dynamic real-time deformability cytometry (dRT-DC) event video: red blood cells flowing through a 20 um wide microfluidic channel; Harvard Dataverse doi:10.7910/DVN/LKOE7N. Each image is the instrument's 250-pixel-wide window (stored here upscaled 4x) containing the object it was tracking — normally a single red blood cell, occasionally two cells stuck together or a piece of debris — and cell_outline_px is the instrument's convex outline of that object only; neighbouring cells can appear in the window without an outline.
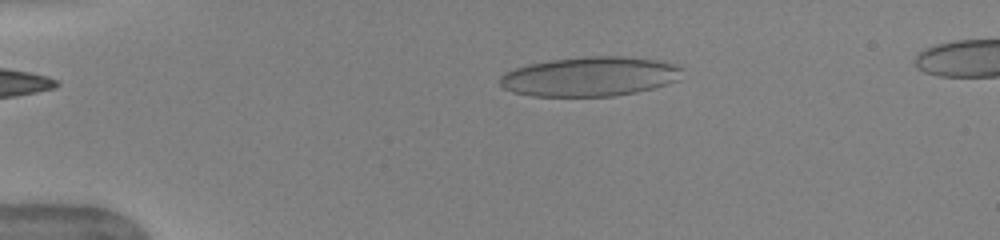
{"species": "human", "species_latin": "Homo sapiens", "temperature_condition": "warm", "stored_images_in_passage": 44, "camera_frame_rate_fps": 3000, "um_per_image_px": 0.085, "donor": {"sex": "female"}, "frame": {"image": 1, "passage_image": 4, "time_ms": 1.0, "image_size_px": [1000, 240], "cell_outline_px": [[680, 68], [676, 80], [652, 88], [636, 92], [612, 96], [532, 96], [512, 92], [504, 88], [500, 84], [500, 76], [504, 72], [528, 64], [552, 60], [584, 56], [616, 56], [656, 60], [676, 64]], "centroid_in_image_um": [50.06, 6.51], "position_along_channel_um": 34.9, "area_um2": 41.5}}
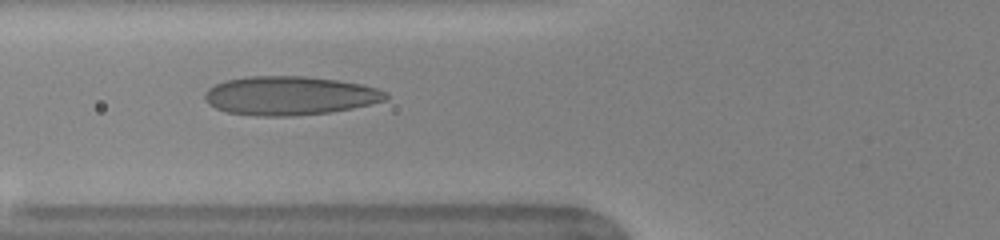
{"frame": {"image": 2, "passage_image": 13, "time_ms": 4.0, "image_size_px": [1000, 240], "cell_outline_px": [[388, 96], [384, 100], [352, 108], [328, 112], [292, 116], [256, 116], [228, 112], [216, 108], [208, 104], [204, 96], [204, 92], [208, 88], [224, 80], [248, 76], [304, 76], [336, 80], [360, 84], [376, 88], [388, 92]], "centroid_in_image_um": [24.58, 8.13], "position_along_channel_um": 101.2, "area_um2": 40.81}}
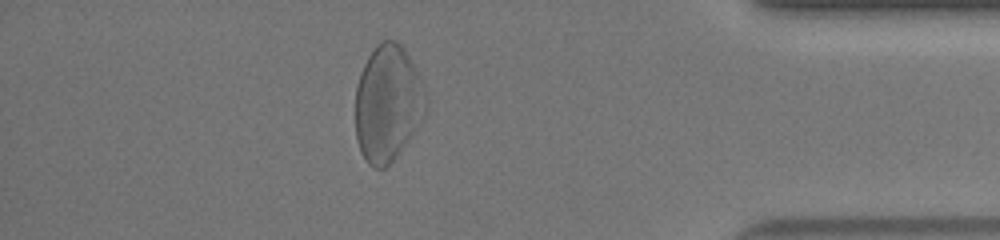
{"frame": {"image": 3, "passage_image": 38, "time_ms": 12.333, "image_size_px": [1000, 240], "cell_outline_px": [[428, 108], [424, 116], [408, 140], [392, 160], [384, 168], [372, 168], [368, 164], [360, 152], [356, 136], [356, 88], [360, 72], [368, 56], [376, 44], [380, 40], [396, 40], [404, 48], [412, 60], [424, 84], [428, 96]], "centroid_in_image_um": [32.98, 8.75], "position_along_channel_um": 402.2, "area_um2": 48.26}, "authors_computed_cell_mechanics": {"area_um2": 40.3444, "velocity_mm_per_s": 3.9701, "shape_relaxation_time_tau1_ms": 8.7547, "shape_relaxation_time_tau2_ms": 0.7559, "deformation_change_tau1": 0.2932, "deformation_change_tau2": 0.0836}}